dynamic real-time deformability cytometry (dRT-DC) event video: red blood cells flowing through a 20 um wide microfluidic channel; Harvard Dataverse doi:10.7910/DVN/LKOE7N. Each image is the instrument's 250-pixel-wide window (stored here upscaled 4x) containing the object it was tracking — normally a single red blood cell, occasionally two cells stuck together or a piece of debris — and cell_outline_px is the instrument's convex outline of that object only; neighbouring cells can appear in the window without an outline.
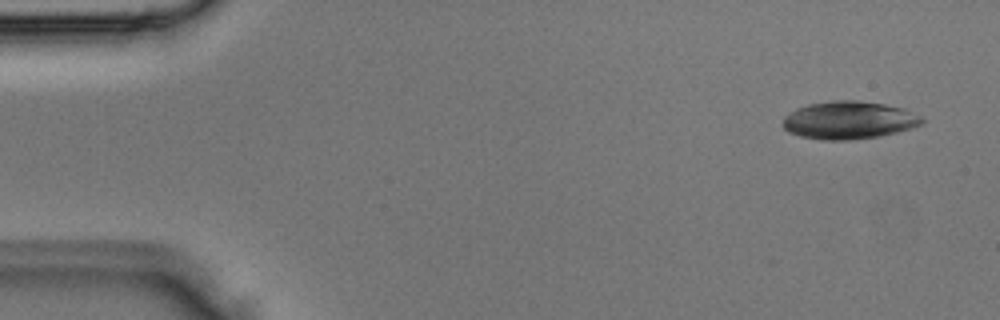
{"species": "Egyptian fruit bat (a non-hibernating species)", "species_latin": "Rousettus aegyptiacus", "temperature_condition": "room temperature", "stored_images_in_passage": 4, "camera_frame_rate_fps": 3000, "um_per_image_px": 0.085, "animal": {"sex": "male"}, "frame": {"image": 1, "passage_image": 1, "time_ms": 0.0, "image_size_px": [1000, 320], "cell_outline_px": [[924, 120], [920, 124], [912, 128], [880, 136], [848, 140], [820, 140], [800, 136], [788, 132], [784, 128], [784, 116], [788, 112], [796, 108], [808, 104], [832, 100], [856, 100], [884, 104], [904, 108], [920, 116]], "centroid_in_image_um": [72.13, 10.21], "position_along_channel_um": 12.9, "area_um2": 30.69}}